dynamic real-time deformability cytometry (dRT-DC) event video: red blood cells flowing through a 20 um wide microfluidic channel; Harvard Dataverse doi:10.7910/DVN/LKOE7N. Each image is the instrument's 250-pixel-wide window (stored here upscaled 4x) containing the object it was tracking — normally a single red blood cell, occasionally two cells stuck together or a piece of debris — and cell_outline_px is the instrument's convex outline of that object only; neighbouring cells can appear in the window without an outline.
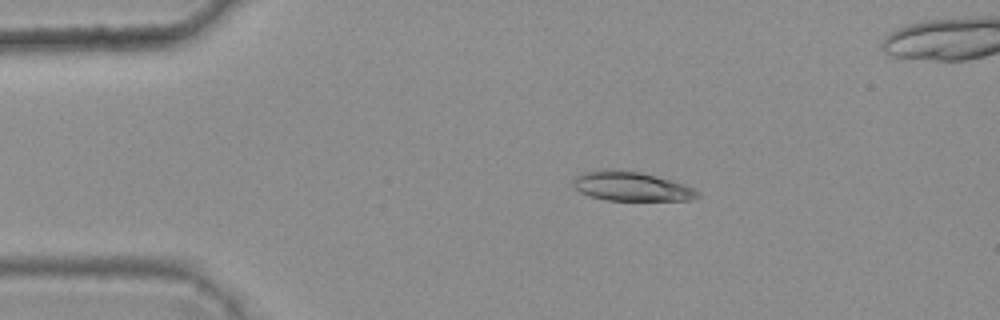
{"species": "common noctule bat (a hibernating species)", "species_latin": "Nyctalus noctula", "temperature_condition": "warm", "stored_images_in_passage": 5, "camera_frame_rate_fps": 3000, "um_per_image_px": 0.085, "animal": {"sex": "female", "body_mass_g": 25.1}, "frame": {"image": 1, "passage_image": 2, "time_ms": 0.333, "image_size_px": [1000, 320], "cell_outline_px": [[700, 196], [692, 200], [604, 200], [580, 192], [572, 184], [572, 180], [576, 176], [584, 172], [604, 168], [612, 168], [640, 172], [656, 176], [684, 184], [700, 192]], "centroid_in_image_um": [53.64, 15.82], "position_along_channel_um": 31.4, "area_um2": 21.33}}
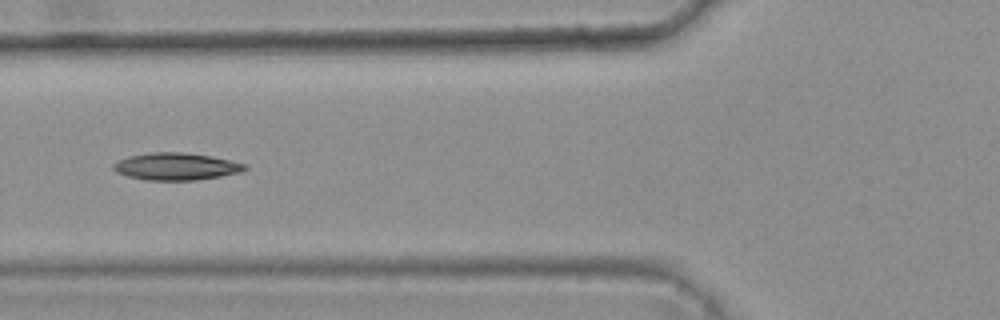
{"frame": {"image": 2, "passage_image": 5, "time_ms": 1.333, "image_size_px": [1000, 320], "cell_outline_px": [[248, 168], [244, 172], [196, 180], [144, 180], [128, 176], [116, 172], [112, 168], [112, 164], [128, 156], [152, 152], [184, 152], [212, 156], [248, 164]], "centroid_in_image_um": [15.01, 14.15], "position_along_channel_um": 110.8, "area_um2": 21.04}}